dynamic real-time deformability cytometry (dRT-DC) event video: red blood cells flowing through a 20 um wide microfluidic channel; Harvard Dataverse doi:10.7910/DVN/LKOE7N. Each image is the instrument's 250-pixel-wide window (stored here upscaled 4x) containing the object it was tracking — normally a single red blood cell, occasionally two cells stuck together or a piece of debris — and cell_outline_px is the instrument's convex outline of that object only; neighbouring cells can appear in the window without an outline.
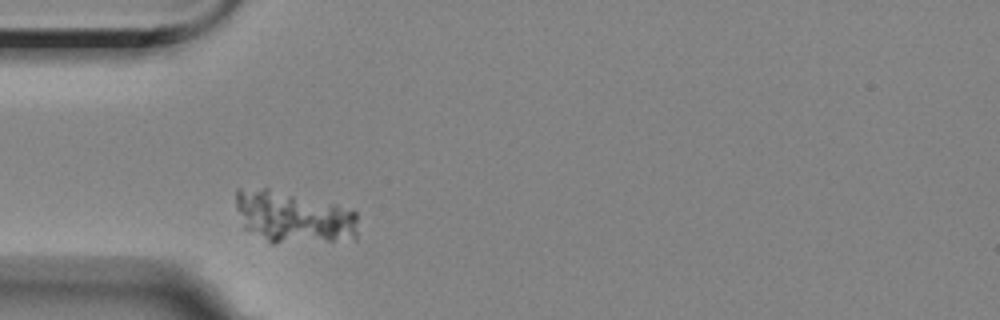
{"species": "Egyptian fruit bat (a non-hibernating species)", "species_latin": "Rousettus aegyptiacus", "temperature_condition": "room temperature", "stored_images_in_passage": 4, "camera_frame_rate_fps": 3000, "um_per_image_px": 0.085, "animal": {"sex": "female"}, "frame": {"image": 1, "passage_image": 2, "time_ms": 1.0, "image_size_px": [1000, 320], "cell_outline_px": [[356, 240], [276, 244], [272, 244], [244, 228], [236, 208], [236, 188], [268, 188], [352, 208], [356, 212]], "centroid_in_image_um": [24.95, 18.48], "position_along_channel_um": 60.0, "area_um2": 37.57}}